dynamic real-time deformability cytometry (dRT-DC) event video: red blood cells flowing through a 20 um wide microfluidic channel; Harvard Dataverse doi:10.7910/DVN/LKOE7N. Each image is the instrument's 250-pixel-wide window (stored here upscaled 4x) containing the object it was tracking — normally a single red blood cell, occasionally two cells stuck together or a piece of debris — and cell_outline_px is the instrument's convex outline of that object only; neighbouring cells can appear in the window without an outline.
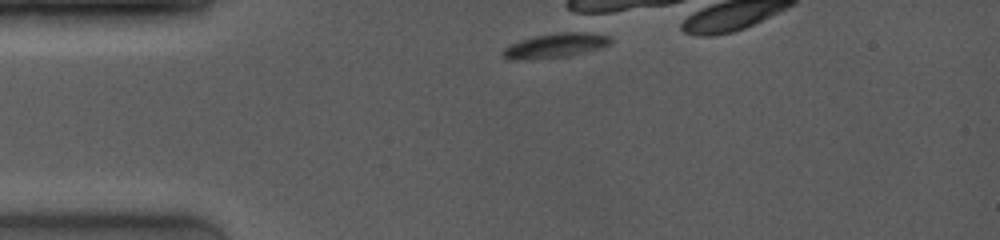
{"species": "common noctule bat (a hibernating species)", "species_latin": "Nyctalus noctula", "temperature_condition": "room temperature", "stored_images_in_passage": 1, "camera_frame_rate_fps": 4000, "um_per_image_px": 0.085, "animal": {"sex": "female", "body_mass_g": 19.0, "forearm_length_mm": 53.3}, "frame": {"image": 1, "passage_image": 1, "time_ms": 0.0, "image_size_px": [1000, 240], "cell_outline_px": [[612, 40], [608, 44], [600, 48], [572, 56], [524, 60], [508, 60], [500, 56], [500, 52], [504, 48], [520, 40], [536, 36], [564, 32], [580, 32], [608, 36]], "centroid_in_image_um": [47.12, 3.9], "position_along_channel_um": 37.9, "area_um2": 15.32}}